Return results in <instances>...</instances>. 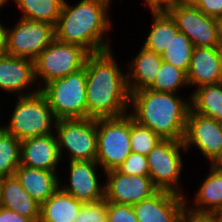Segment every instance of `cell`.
Wrapping results in <instances>:
<instances>
[{"instance_id":"6da1fadb","label":"cell","mask_w":222,"mask_h":222,"mask_svg":"<svg viewBox=\"0 0 222 222\" xmlns=\"http://www.w3.org/2000/svg\"><path fill=\"white\" fill-rule=\"evenodd\" d=\"M114 58L111 49L90 54L85 62L87 118H116L129 111L126 73Z\"/></svg>"},{"instance_id":"7a4b0ae2","label":"cell","mask_w":222,"mask_h":222,"mask_svg":"<svg viewBox=\"0 0 222 222\" xmlns=\"http://www.w3.org/2000/svg\"><path fill=\"white\" fill-rule=\"evenodd\" d=\"M111 3L107 0H80L69 4L64 0L54 27L55 39L79 45L90 54L111 50L107 33L112 29Z\"/></svg>"},{"instance_id":"3957f363","label":"cell","mask_w":222,"mask_h":222,"mask_svg":"<svg viewBox=\"0 0 222 222\" xmlns=\"http://www.w3.org/2000/svg\"><path fill=\"white\" fill-rule=\"evenodd\" d=\"M128 114L162 139L183 141L189 110L187 100L180 94L142 89L130 94Z\"/></svg>"},{"instance_id":"277c9868","label":"cell","mask_w":222,"mask_h":222,"mask_svg":"<svg viewBox=\"0 0 222 222\" xmlns=\"http://www.w3.org/2000/svg\"><path fill=\"white\" fill-rule=\"evenodd\" d=\"M10 118L1 127L20 141L53 133L57 121L40 90L31 95L19 96Z\"/></svg>"},{"instance_id":"5b68a950","label":"cell","mask_w":222,"mask_h":222,"mask_svg":"<svg viewBox=\"0 0 222 222\" xmlns=\"http://www.w3.org/2000/svg\"><path fill=\"white\" fill-rule=\"evenodd\" d=\"M40 91L44 94L56 120L87 119L86 69L52 80Z\"/></svg>"},{"instance_id":"8992f818","label":"cell","mask_w":222,"mask_h":222,"mask_svg":"<svg viewBox=\"0 0 222 222\" xmlns=\"http://www.w3.org/2000/svg\"><path fill=\"white\" fill-rule=\"evenodd\" d=\"M89 55L90 53L79 45L54 39L34 60L36 86L41 89L52 80L79 71L85 66Z\"/></svg>"},{"instance_id":"52a82bcc","label":"cell","mask_w":222,"mask_h":222,"mask_svg":"<svg viewBox=\"0 0 222 222\" xmlns=\"http://www.w3.org/2000/svg\"><path fill=\"white\" fill-rule=\"evenodd\" d=\"M130 153V115L97 119L96 162L102 172L118 169Z\"/></svg>"},{"instance_id":"ba28073f","label":"cell","mask_w":222,"mask_h":222,"mask_svg":"<svg viewBox=\"0 0 222 222\" xmlns=\"http://www.w3.org/2000/svg\"><path fill=\"white\" fill-rule=\"evenodd\" d=\"M182 151L185 154L183 141L163 139L146 156L149 177L159 190L186 195L179 179L184 166Z\"/></svg>"},{"instance_id":"9c48e42d","label":"cell","mask_w":222,"mask_h":222,"mask_svg":"<svg viewBox=\"0 0 222 222\" xmlns=\"http://www.w3.org/2000/svg\"><path fill=\"white\" fill-rule=\"evenodd\" d=\"M54 131L61 159L67 151L68 161H96L97 119L57 120Z\"/></svg>"},{"instance_id":"30bf717a","label":"cell","mask_w":222,"mask_h":222,"mask_svg":"<svg viewBox=\"0 0 222 222\" xmlns=\"http://www.w3.org/2000/svg\"><path fill=\"white\" fill-rule=\"evenodd\" d=\"M7 29V54L34 61L55 39L54 26L19 18Z\"/></svg>"},{"instance_id":"8fae6325","label":"cell","mask_w":222,"mask_h":222,"mask_svg":"<svg viewBox=\"0 0 222 222\" xmlns=\"http://www.w3.org/2000/svg\"><path fill=\"white\" fill-rule=\"evenodd\" d=\"M164 9L174 19L178 30L191 40L194 47H218L217 18L207 16L192 4H168Z\"/></svg>"},{"instance_id":"7c38bea8","label":"cell","mask_w":222,"mask_h":222,"mask_svg":"<svg viewBox=\"0 0 222 222\" xmlns=\"http://www.w3.org/2000/svg\"><path fill=\"white\" fill-rule=\"evenodd\" d=\"M183 145L186 153L191 147L213 162L222 150V122L189 110Z\"/></svg>"},{"instance_id":"4fadbf2b","label":"cell","mask_w":222,"mask_h":222,"mask_svg":"<svg viewBox=\"0 0 222 222\" xmlns=\"http://www.w3.org/2000/svg\"><path fill=\"white\" fill-rule=\"evenodd\" d=\"M104 175L107 202L134 205L159 191L149 176L125 175L117 169Z\"/></svg>"},{"instance_id":"5bb4252c","label":"cell","mask_w":222,"mask_h":222,"mask_svg":"<svg viewBox=\"0 0 222 222\" xmlns=\"http://www.w3.org/2000/svg\"><path fill=\"white\" fill-rule=\"evenodd\" d=\"M69 184L60 180V188L75 199L87 203L105 199V182L98 176L100 165L96 161H68Z\"/></svg>"},{"instance_id":"9a60e30c","label":"cell","mask_w":222,"mask_h":222,"mask_svg":"<svg viewBox=\"0 0 222 222\" xmlns=\"http://www.w3.org/2000/svg\"><path fill=\"white\" fill-rule=\"evenodd\" d=\"M183 195L159 190L133 205L138 222H180L186 211Z\"/></svg>"},{"instance_id":"2e32d148","label":"cell","mask_w":222,"mask_h":222,"mask_svg":"<svg viewBox=\"0 0 222 222\" xmlns=\"http://www.w3.org/2000/svg\"><path fill=\"white\" fill-rule=\"evenodd\" d=\"M33 84L36 85L34 61L8 54L0 56V90L16 94L15 97L26 96L40 90L36 86L34 89Z\"/></svg>"},{"instance_id":"e0dca14e","label":"cell","mask_w":222,"mask_h":222,"mask_svg":"<svg viewBox=\"0 0 222 222\" xmlns=\"http://www.w3.org/2000/svg\"><path fill=\"white\" fill-rule=\"evenodd\" d=\"M55 133L21 141L20 165L49 171H58L61 162Z\"/></svg>"},{"instance_id":"ac0fdd59","label":"cell","mask_w":222,"mask_h":222,"mask_svg":"<svg viewBox=\"0 0 222 222\" xmlns=\"http://www.w3.org/2000/svg\"><path fill=\"white\" fill-rule=\"evenodd\" d=\"M187 81L195 89L222 82V60L219 47H194Z\"/></svg>"},{"instance_id":"d6986e66","label":"cell","mask_w":222,"mask_h":222,"mask_svg":"<svg viewBox=\"0 0 222 222\" xmlns=\"http://www.w3.org/2000/svg\"><path fill=\"white\" fill-rule=\"evenodd\" d=\"M140 51L127 62V85L130 94L142 89H148L155 81L162 65V57L154 50L141 46Z\"/></svg>"},{"instance_id":"ffe728a7","label":"cell","mask_w":222,"mask_h":222,"mask_svg":"<svg viewBox=\"0 0 222 222\" xmlns=\"http://www.w3.org/2000/svg\"><path fill=\"white\" fill-rule=\"evenodd\" d=\"M194 195V203L185 197L186 211L197 215H210L222 211V171L210 166L209 173Z\"/></svg>"},{"instance_id":"44dd1931","label":"cell","mask_w":222,"mask_h":222,"mask_svg":"<svg viewBox=\"0 0 222 222\" xmlns=\"http://www.w3.org/2000/svg\"><path fill=\"white\" fill-rule=\"evenodd\" d=\"M57 172L20 165L15 176L23 189L42 204L60 188V175Z\"/></svg>"},{"instance_id":"7402d4cb","label":"cell","mask_w":222,"mask_h":222,"mask_svg":"<svg viewBox=\"0 0 222 222\" xmlns=\"http://www.w3.org/2000/svg\"><path fill=\"white\" fill-rule=\"evenodd\" d=\"M2 207L39 222L41 204L23 189L15 174L2 177Z\"/></svg>"},{"instance_id":"603a6c76","label":"cell","mask_w":222,"mask_h":222,"mask_svg":"<svg viewBox=\"0 0 222 222\" xmlns=\"http://www.w3.org/2000/svg\"><path fill=\"white\" fill-rule=\"evenodd\" d=\"M83 202L59 188L40 208L39 222H74Z\"/></svg>"},{"instance_id":"cb8c5ba5","label":"cell","mask_w":222,"mask_h":222,"mask_svg":"<svg viewBox=\"0 0 222 222\" xmlns=\"http://www.w3.org/2000/svg\"><path fill=\"white\" fill-rule=\"evenodd\" d=\"M153 21L143 46L154 50L162 55L172 40V37L179 31L174 19L164 8H148Z\"/></svg>"},{"instance_id":"d4e9b609","label":"cell","mask_w":222,"mask_h":222,"mask_svg":"<svg viewBox=\"0 0 222 222\" xmlns=\"http://www.w3.org/2000/svg\"><path fill=\"white\" fill-rule=\"evenodd\" d=\"M189 97L193 112L222 122V82L193 89Z\"/></svg>"},{"instance_id":"484cf974","label":"cell","mask_w":222,"mask_h":222,"mask_svg":"<svg viewBox=\"0 0 222 222\" xmlns=\"http://www.w3.org/2000/svg\"><path fill=\"white\" fill-rule=\"evenodd\" d=\"M64 0H15L20 18L45 22L55 27L60 16Z\"/></svg>"},{"instance_id":"4316f807","label":"cell","mask_w":222,"mask_h":222,"mask_svg":"<svg viewBox=\"0 0 222 222\" xmlns=\"http://www.w3.org/2000/svg\"><path fill=\"white\" fill-rule=\"evenodd\" d=\"M194 45L191 40L181 31H178L161 55L162 60L183 70L186 74L190 65V60Z\"/></svg>"},{"instance_id":"83f0119b","label":"cell","mask_w":222,"mask_h":222,"mask_svg":"<svg viewBox=\"0 0 222 222\" xmlns=\"http://www.w3.org/2000/svg\"><path fill=\"white\" fill-rule=\"evenodd\" d=\"M21 141L0 127V177L15 174L20 166Z\"/></svg>"},{"instance_id":"f1b7e54d","label":"cell","mask_w":222,"mask_h":222,"mask_svg":"<svg viewBox=\"0 0 222 222\" xmlns=\"http://www.w3.org/2000/svg\"><path fill=\"white\" fill-rule=\"evenodd\" d=\"M188 88L187 74L168 62L163 61L154 83L148 88L158 92L179 93L180 88Z\"/></svg>"},{"instance_id":"f546056e","label":"cell","mask_w":222,"mask_h":222,"mask_svg":"<svg viewBox=\"0 0 222 222\" xmlns=\"http://www.w3.org/2000/svg\"><path fill=\"white\" fill-rule=\"evenodd\" d=\"M163 139L150 128L133 120L130 116L131 152L147 156L149 152Z\"/></svg>"},{"instance_id":"4dcf8cb0","label":"cell","mask_w":222,"mask_h":222,"mask_svg":"<svg viewBox=\"0 0 222 222\" xmlns=\"http://www.w3.org/2000/svg\"><path fill=\"white\" fill-rule=\"evenodd\" d=\"M74 222H107V201L83 203Z\"/></svg>"},{"instance_id":"1f68e13d","label":"cell","mask_w":222,"mask_h":222,"mask_svg":"<svg viewBox=\"0 0 222 222\" xmlns=\"http://www.w3.org/2000/svg\"><path fill=\"white\" fill-rule=\"evenodd\" d=\"M117 170L125 175L149 176L147 157L131 152Z\"/></svg>"},{"instance_id":"d6a6232c","label":"cell","mask_w":222,"mask_h":222,"mask_svg":"<svg viewBox=\"0 0 222 222\" xmlns=\"http://www.w3.org/2000/svg\"><path fill=\"white\" fill-rule=\"evenodd\" d=\"M107 222H138L133 205L107 202Z\"/></svg>"},{"instance_id":"836d02e7","label":"cell","mask_w":222,"mask_h":222,"mask_svg":"<svg viewBox=\"0 0 222 222\" xmlns=\"http://www.w3.org/2000/svg\"><path fill=\"white\" fill-rule=\"evenodd\" d=\"M194 5L207 16L222 17V0H197Z\"/></svg>"},{"instance_id":"e575fe53","label":"cell","mask_w":222,"mask_h":222,"mask_svg":"<svg viewBox=\"0 0 222 222\" xmlns=\"http://www.w3.org/2000/svg\"><path fill=\"white\" fill-rule=\"evenodd\" d=\"M0 222H34L30 218L21 216L13 210L0 208Z\"/></svg>"},{"instance_id":"d590c367","label":"cell","mask_w":222,"mask_h":222,"mask_svg":"<svg viewBox=\"0 0 222 222\" xmlns=\"http://www.w3.org/2000/svg\"><path fill=\"white\" fill-rule=\"evenodd\" d=\"M180 222H214L210 215H197L185 211Z\"/></svg>"},{"instance_id":"8d00e7d4","label":"cell","mask_w":222,"mask_h":222,"mask_svg":"<svg viewBox=\"0 0 222 222\" xmlns=\"http://www.w3.org/2000/svg\"><path fill=\"white\" fill-rule=\"evenodd\" d=\"M0 21V56L7 54V26Z\"/></svg>"},{"instance_id":"74e56055","label":"cell","mask_w":222,"mask_h":222,"mask_svg":"<svg viewBox=\"0 0 222 222\" xmlns=\"http://www.w3.org/2000/svg\"><path fill=\"white\" fill-rule=\"evenodd\" d=\"M147 8H164L168 4H175V0H144Z\"/></svg>"},{"instance_id":"f35d334b","label":"cell","mask_w":222,"mask_h":222,"mask_svg":"<svg viewBox=\"0 0 222 222\" xmlns=\"http://www.w3.org/2000/svg\"><path fill=\"white\" fill-rule=\"evenodd\" d=\"M216 34H217L218 47H221L222 46V17L217 18Z\"/></svg>"},{"instance_id":"ab89813d","label":"cell","mask_w":222,"mask_h":222,"mask_svg":"<svg viewBox=\"0 0 222 222\" xmlns=\"http://www.w3.org/2000/svg\"><path fill=\"white\" fill-rule=\"evenodd\" d=\"M210 165L222 171V150L220 154L216 157V159L212 163H210Z\"/></svg>"},{"instance_id":"60d3db41","label":"cell","mask_w":222,"mask_h":222,"mask_svg":"<svg viewBox=\"0 0 222 222\" xmlns=\"http://www.w3.org/2000/svg\"><path fill=\"white\" fill-rule=\"evenodd\" d=\"M214 222H222V211L210 214Z\"/></svg>"},{"instance_id":"b9f144b4","label":"cell","mask_w":222,"mask_h":222,"mask_svg":"<svg viewBox=\"0 0 222 222\" xmlns=\"http://www.w3.org/2000/svg\"><path fill=\"white\" fill-rule=\"evenodd\" d=\"M197 0H175V4H192L194 5Z\"/></svg>"},{"instance_id":"7bdbcfd3","label":"cell","mask_w":222,"mask_h":222,"mask_svg":"<svg viewBox=\"0 0 222 222\" xmlns=\"http://www.w3.org/2000/svg\"><path fill=\"white\" fill-rule=\"evenodd\" d=\"M13 3L15 2V0H11ZM8 2H10V0H0V9L4 8L5 5L8 4Z\"/></svg>"},{"instance_id":"ee69618b","label":"cell","mask_w":222,"mask_h":222,"mask_svg":"<svg viewBox=\"0 0 222 222\" xmlns=\"http://www.w3.org/2000/svg\"><path fill=\"white\" fill-rule=\"evenodd\" d=\"M0 208H2V177H0Z\"/></svg>"},{"instance_id":"f6af8a7d","label":"cell","mask_w":222,"mask_h":222,"mask_svg":"<svg viewBox=\"0 0 222 222\" xmlns=\"http://www.w3.org/2000/svg\"><path fill=\"white\" fill-rule=\"evenodd\" d=\"M220 55H221V60H222V46L219 47Z\"/></svg>"},{"instance_id":"bcb514c9","label":"cell","mask_w":222,"mask_h":222,"mask_svg":"<svg viewBox=\"0 0 222 222\" xmlns=\"http://www.w3.org/2000/svg\"><path fill=\"white\" fill-rule=\"evenodd\" d=\"M107 1H109V2L112 4V1H113V0H107ZM121 1H122V0H119V2H121Z\"/></svg>"}]
</instances>
